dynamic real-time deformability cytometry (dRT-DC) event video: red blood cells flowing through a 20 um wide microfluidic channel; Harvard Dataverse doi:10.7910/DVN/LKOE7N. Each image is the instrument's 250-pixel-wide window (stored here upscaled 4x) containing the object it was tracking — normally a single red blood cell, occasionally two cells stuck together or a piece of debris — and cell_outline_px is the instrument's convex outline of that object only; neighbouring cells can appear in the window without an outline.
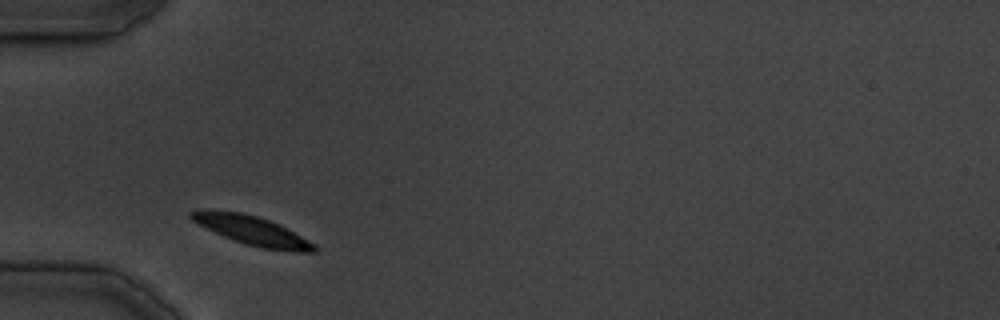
{"species": "common noctule bat (a hibernating species)", "species_latin": "Nyctalus noctula", "temperature_condition": "cold", "stored_images_in_passage": 14, "camera_frame_rate_fps": 3000, "um_per_image_px": 0.085, "animal": {"sex": "male", "body_mass_g": 19.5, "forearm_length_mm": 54.6}, "frame": {"image": 1, "passage_image": 1, "time_ms": 0.0, "image_size_px": [1000, 320], "cell_outline_px": [[316, 252], [296, 252], [264, 248], [248, 244], [224, 236], [192, 220], [188, 216], [188, 212], [200, 208], [208, 208], [240, 212], [256, 216], [268, 220], [316, 244]], "centroid_in_image_um": [21.36, 19.56], "position_along_channel_um": 63.6, "area_um2": 20.4}}
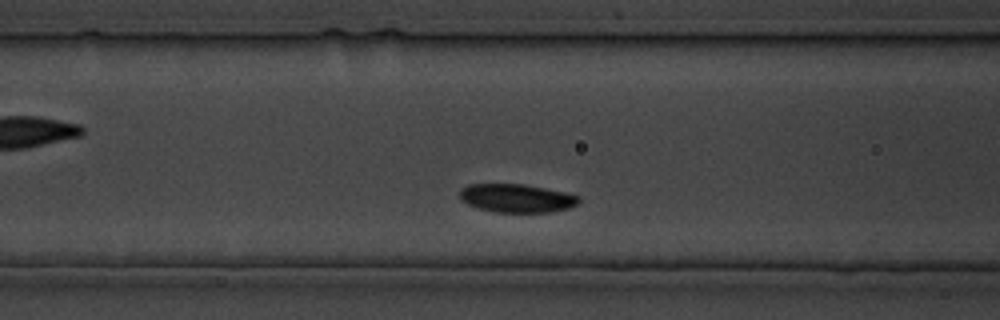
{"frame": {"image": 2, "passage_image": 5, "time_ms": 4.667, "image_size_px": [1000, 320], "cell_outline_px": [[580, 200], [576, 204], [568, 208], [552, 212], [496, 212], [476, 208], [460, 200], [460, 188], [468, 184], [524, 184], [564, 192], [580, 196]], "centroid_in_image_um": [43.88, 16.84], "position_along_channel_um": 122.7, "area_um2": 19.77}}
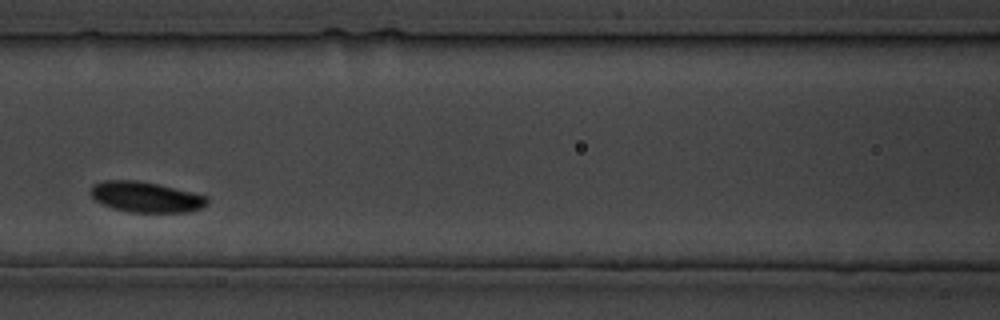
{"frame": {"image": 3, "passage_image": 7, "time_ms": 7.0, "image_size_px": [1000, 320], "cell_outline_px": [[208, 204], [200, 208], [188, 212], [128, 212], [112, 208], [96, 200], [88, 192], [88, 188], [92, 184], [104, 180], [136, 180], [156, 184], [192, 192], [208, 196]], "centroid_in_image_um": [12.36, 16.74], "position_along_channel_um": 154.2, "area_um2": 20.81}}